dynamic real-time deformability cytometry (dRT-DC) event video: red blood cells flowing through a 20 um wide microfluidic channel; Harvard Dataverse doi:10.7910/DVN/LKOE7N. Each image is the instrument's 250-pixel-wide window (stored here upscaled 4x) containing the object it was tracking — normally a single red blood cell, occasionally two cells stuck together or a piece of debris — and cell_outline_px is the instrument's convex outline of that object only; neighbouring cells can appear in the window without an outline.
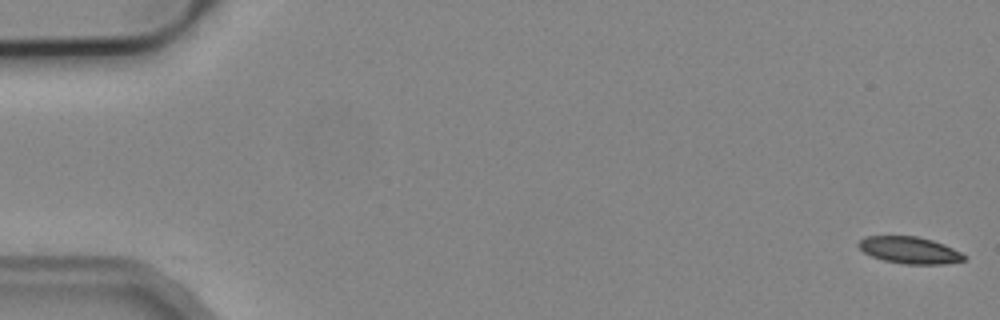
{"species": "common noctule bat (a hibernating species)", "species_latin": "Nyctalus noctula", "temperature_condition": "cold", "stored_images_in_passage": 6, "camera_frame_rate_fps": 3000, "um_per_image_px": 0.085, "animal": {"sex": "male", "body_mass_g": 19.2, "forearm_length_mm": 51.8}, "frame": {"image": 1, "passage_image": 1, "time_ms": 0.0, "image_size_px": [1000, 320], "cell_outline_px": [[964, 260], [948, 264], [904, 264], [884, 260], [872, 256], [864, 252], [856, 244], [864, 236], [916, 236], [932, 240], [944, 244], [960, 252], [964, 256]], "centroid_in_image_um": [77.29, 21.26], "position_along_channel_um": 7.7, "area_um2": 16.42}}
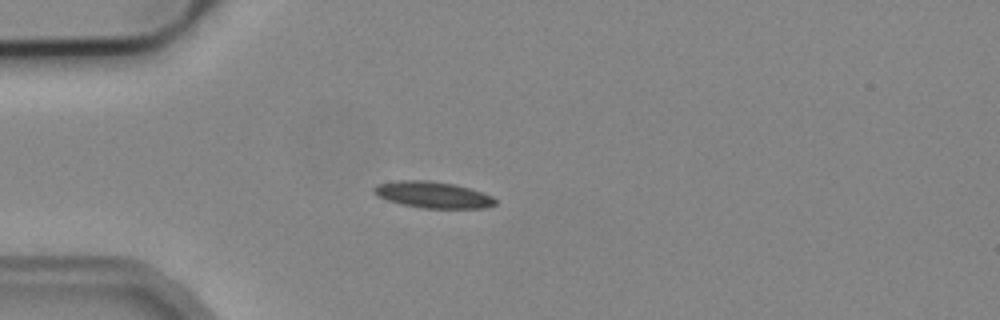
{"frame": {"image": 2, "passage_image": 5, "time_ms": 4.667, "image_size_px": [1000, 320], "cell_outline_px": [[496, 204], [484, 208], [424, 208], [404, 204], [388, 200], [376, 196], [372, 192], [372, 188], [376, 184], [400, 180], [428, 180], [452, 184], [468, 188], [492, 196], [496, 200]], "centroid_in_image_um": [36.75, 16.55], "position_along_channel_um": 48.3, "area_um2": 18.5}}